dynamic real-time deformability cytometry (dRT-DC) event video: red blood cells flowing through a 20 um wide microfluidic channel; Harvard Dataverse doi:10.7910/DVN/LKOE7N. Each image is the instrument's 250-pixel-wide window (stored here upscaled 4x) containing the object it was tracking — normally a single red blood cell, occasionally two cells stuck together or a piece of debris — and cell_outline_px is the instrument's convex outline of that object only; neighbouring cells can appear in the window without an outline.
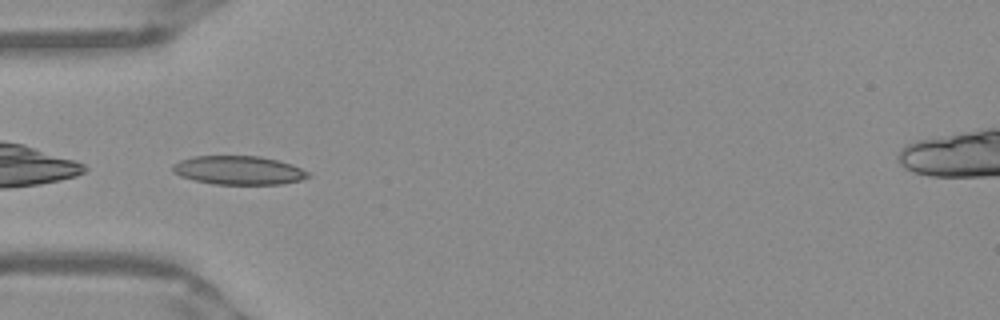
{"species": "Egyptian fruit bat (a non-hibernating species)", "species_latin": "Rousettus aegyptiacus", "temperature_condition": "warm", "stored_images_in_passage": 36, "camera_frame_rate_fps": 3000, "um_per_image_px": 0.085, "frame": {"image": 1, "passage_image": 1, "time_ms": 0.0, "image_size_px": [1000, 320], "cell_outline_px": [[308, 176], [300, 180], [284, 184], [212, 184], [180, 176], [172, 172], [172, 164], [180, 160], [192, 156], [260, 156], [292, 164], [308, 172]], "centroid_in_image_um": [20.24, 14.47], "position_along_channel_um": 64.8, "area_um2": 22.6}}
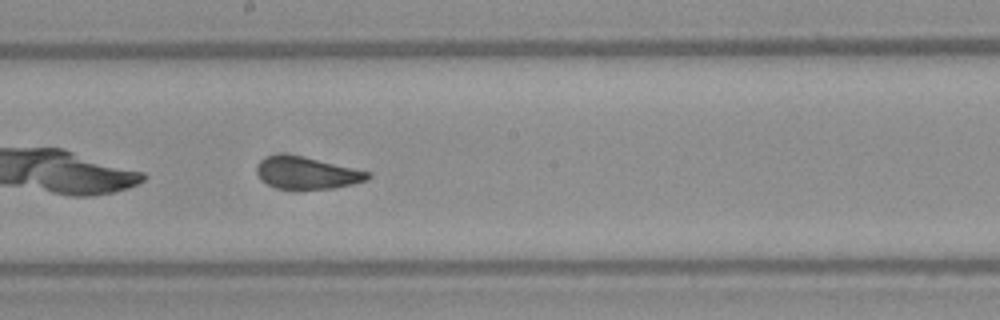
{"frame": {"image": 2, "passage_image": 13, "time_ms": 4.0, "image_size_px": [1000, 320], "cell_outline_px": [[372, 176], [368, 180], [352, 184], [332, 188], [280, 188], [268, 184], [256, 172], [256, 164], [260, 160], [268, 156], [304, 156], [372, 172]], "centroid_in_image_um": [26.16, 14.7], "position_along_channel_um": 222.0, "area_um2": 20.29}}
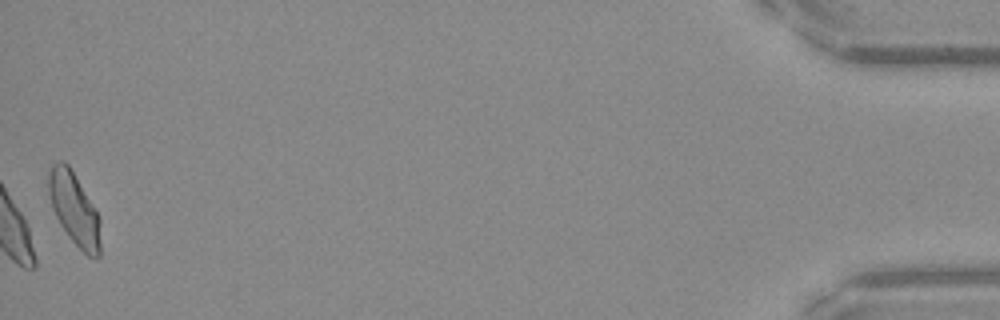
{"frame": {"image": 3, "passage_image": 36, "time_ms": 11.667, "image_size_px": [1000, 320], "cell_outline_px": [[100, 256], [96, 260], [88, 256], [68, 236], [60, 224], [52, 208], [48, 196], [48, 172], [52, 164], [60, 160], [64, 160], [68, 164], [96, 212], [100, 220]], "centroid_in_image_um": [6.29, 17.77], "position_along_channel_um": 428.9, "area_um2": 21.73}, "authors_computed_cell_mechanics": {"area_um2": 20.8947, "velocity_mm_per_s": 3.9274, "shape_relaxation_time_tau1_ms": 8.8272, "shape_relaxation_time_tau2_ms": 1.0549, "deformation_change_tau1": 0.1879, "deformation_change_tau2": 0.07}}